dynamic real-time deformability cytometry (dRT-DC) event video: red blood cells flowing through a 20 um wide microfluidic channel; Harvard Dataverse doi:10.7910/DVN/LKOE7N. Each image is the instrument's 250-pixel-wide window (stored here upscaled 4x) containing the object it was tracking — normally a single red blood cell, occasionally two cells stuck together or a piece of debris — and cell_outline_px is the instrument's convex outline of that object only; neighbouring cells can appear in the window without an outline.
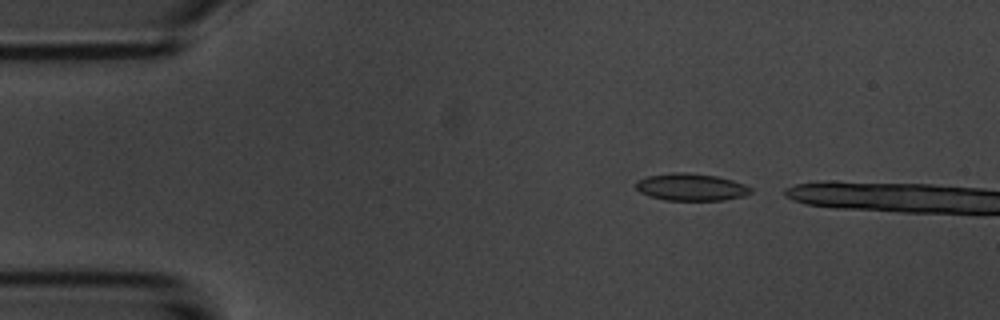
{"species": "common noctule bat (a hibernating species)", "species_latin": "Nyctalus noctula", "temperature_condition": "room temperature", "stored_images_in_passage": 3, "camera_frame_rate_fps": 3000, "um_per_image_px": 0.085, "animal": {"sex": "male", "body_mass_g": 20.1, "forearm_length_mm": 53.5}, "frame": {"image": 1, "passage_image": 2, "time_ms": 1.0, "image_size_px": [1000, 320], "cell_outline_px": [[752, 192], [744, 196], [724, 200], [664, 200], [648, 196], [640, 192], [636, 188], [636, 180], [648, 176], [672, 172], [684, 172], [716, 176], [732, 180], [744, 184], [752, 188]], "centroid_in_image_um": [58.73, 15.9], "position_along_channel_um": 26.3, "area_um2": 18.26}}